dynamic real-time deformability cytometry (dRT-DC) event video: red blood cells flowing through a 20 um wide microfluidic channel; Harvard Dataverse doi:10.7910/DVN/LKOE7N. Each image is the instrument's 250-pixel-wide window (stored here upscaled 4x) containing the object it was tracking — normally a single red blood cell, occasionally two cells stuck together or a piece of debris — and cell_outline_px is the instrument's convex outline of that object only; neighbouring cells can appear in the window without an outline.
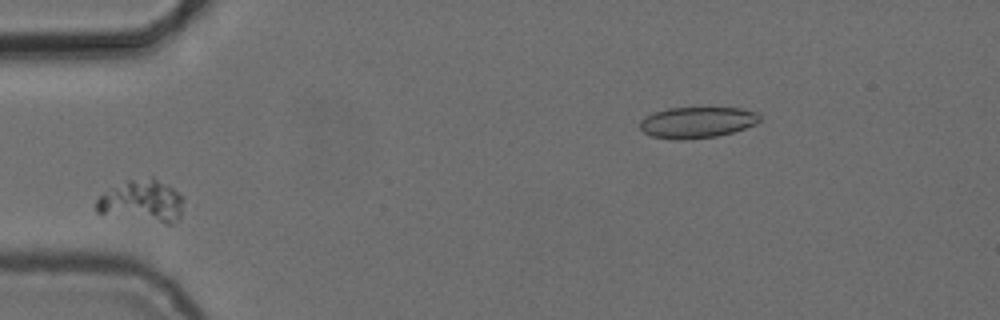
{"species": "common noctule bat (a hibernating species)", "species_latin": "Nyctalus noctula", "temperature_condition": "cold", "stored_images_in_passage": 5, "camera_frame_rate_fps": 3000, "um_per_image_px": 0.085, "animal": {"sex": "female", "body_mass_g": 24.6, "forearm_length_mm": 56.2}, "frame": {"image": 1, "passage_image": 3, "time_ms": 2.333, "image_size_px": [1000, 320], "cell_outline_px": [[184, 200], [180, 220], [172, 224], [164, 224], [96, 212], [96, 200], [100, 196], [128, 180], [152, 176], [172, 188], [184, 196]], "centroid_in_image_um": [12.16, 17.12], "position_along_channel_um": 72.8, "area_um2": 21.39}}
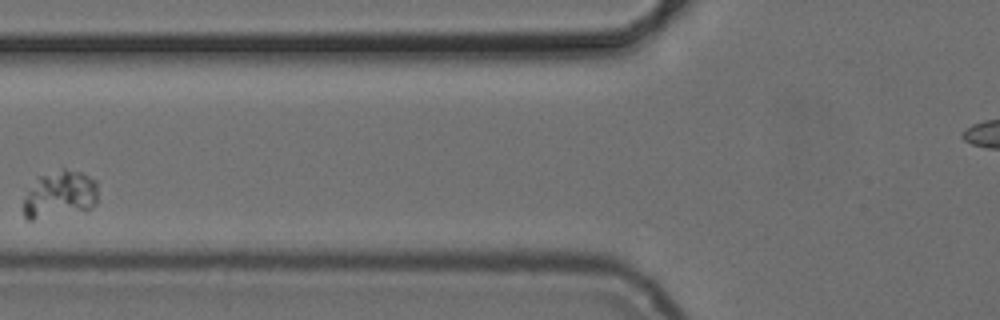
{"frame": {"image": 2, "passage_image": 4, "time_ms": 3.667, "image_size_px": [1000, 320], "cell_outline_px": [[96, 204], [92, 208], [32, 220], [28, 220], [24, 216], [24, 200], [28, 188], [40, 176], [64, 168], [80, 172], [96, 180]], "centroid_in_image_um": [5.07, 16.52], "position_along_channel_um": 120.7, "area_um2": 20.17}}
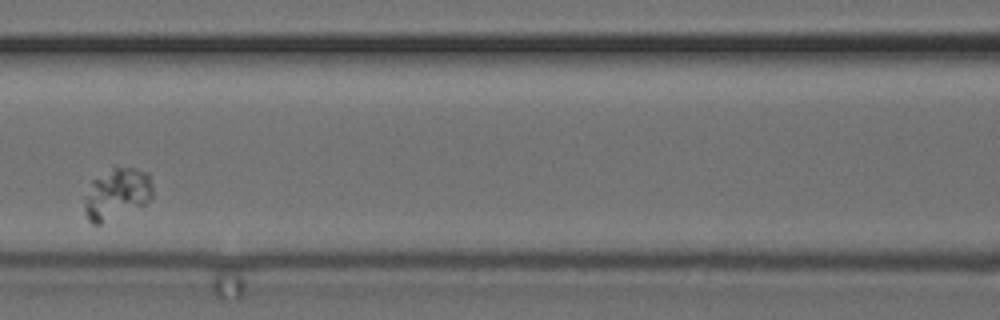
{"frame": {"image": 3, "passage_image": 5, "time_ms": 4.667, "image_size_px": [1000, 320], "cell_outline_px": [[152, 196], [144, 204], [100, 224], [92, 224], [88, 220], [84, 212], [84, 196], [92, 180], [112, 164], [136, 168], [148, 172], [152, 184]], "centroid_in_image_um": [9.89, 16.41], "position_along_channel_um": 156.7, "area_um2": 20.81}}